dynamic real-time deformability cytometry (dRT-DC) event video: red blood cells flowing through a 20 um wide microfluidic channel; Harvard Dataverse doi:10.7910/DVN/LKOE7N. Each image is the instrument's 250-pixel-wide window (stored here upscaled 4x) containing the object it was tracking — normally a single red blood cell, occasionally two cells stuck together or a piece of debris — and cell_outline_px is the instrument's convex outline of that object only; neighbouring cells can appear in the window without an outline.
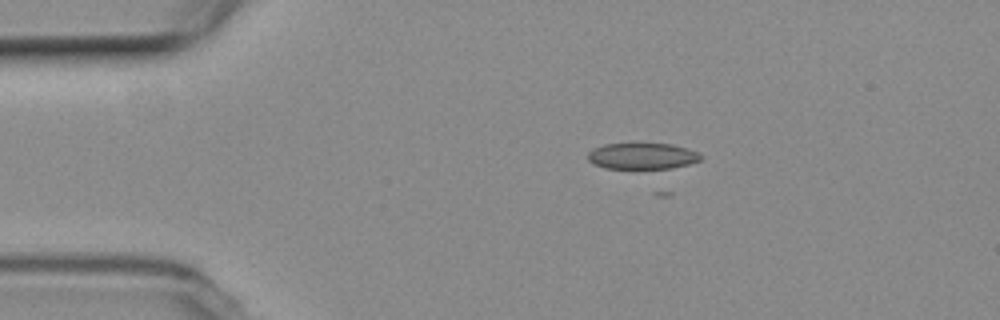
{"species": "common noctule bat (a hibernating species)", "species_latin": "Nyctalus noctula", "temperature_condition": "room temperature", "stored_images_in_passage": 48, "camera_frame_rate_fps": 3000, "um_per_image_px": 0.085, "animal": {"sex": "female", "body_mass_g": 19.3, "forearm_length_mm": 54.1}, "frame": {"image": 1, "passage_image": 1, "time_ms": 0.0, "image_size_px": [1000, 320], "cell_outline_px": [[704, 156], [700, 160], [688, 164], [672, 168], [636, 172], [604, 168], [592, 164], [588, 160], [588, 152], [592, 148], [604, 144], [672, 144], [688, 148], [700, 152]], "centroid_in_image_um": [54.58, 13.32], "position_along_channel_um": 30.4, "area_um2": 18.32}}
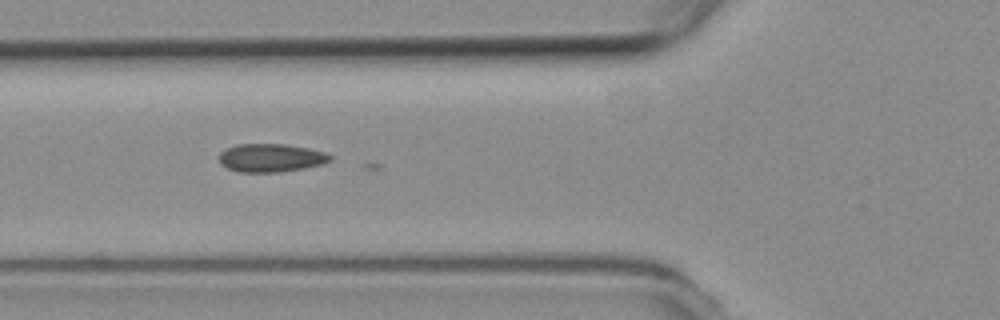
{"frame": {"image": 2, "passage_image": 11, "time_ms": 3.333, "image_size_px": [1000, 320], "cell_outline_px": [[332, 160], [324, 164], [304, 168], [280, 172], [240, 172], [228, 168], [220, 164], [220, 152], [236, 144], [284, 144], [308, 148], [324, 152], [332, 156]], "centroid_in_image_um": [23.05, 13.42], "position_along_channel_um": 102.8, "area_um2": 18.26}}
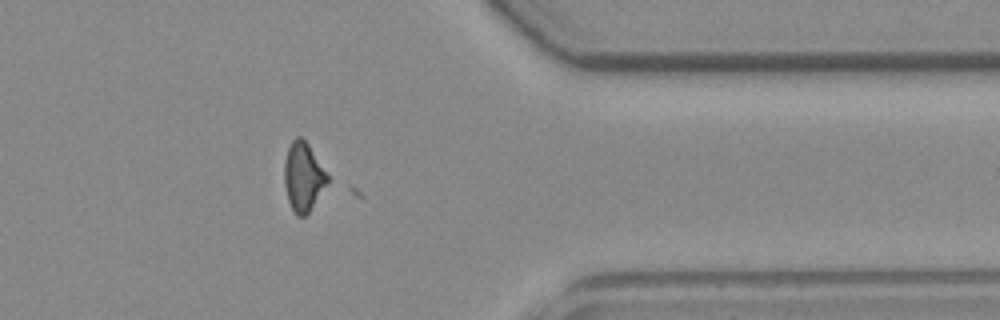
{"frame": {"image": 3, "passage_image": 36, "time_ms": 11.667, "image_size_px": [1000, 320], "cell_outline_px": [[328, 180], [308, 212], [304, 216], [296, 216], [288, 200], [284, 184], [284, 160], [288, 148], [292, 140], [296, 136], [300, 136], [308, 144], [328, 176]], "centroid_in_image_um": [25.73, 15.0], "position_along_channel_um": 385.7, "area_um2": 16.82}}